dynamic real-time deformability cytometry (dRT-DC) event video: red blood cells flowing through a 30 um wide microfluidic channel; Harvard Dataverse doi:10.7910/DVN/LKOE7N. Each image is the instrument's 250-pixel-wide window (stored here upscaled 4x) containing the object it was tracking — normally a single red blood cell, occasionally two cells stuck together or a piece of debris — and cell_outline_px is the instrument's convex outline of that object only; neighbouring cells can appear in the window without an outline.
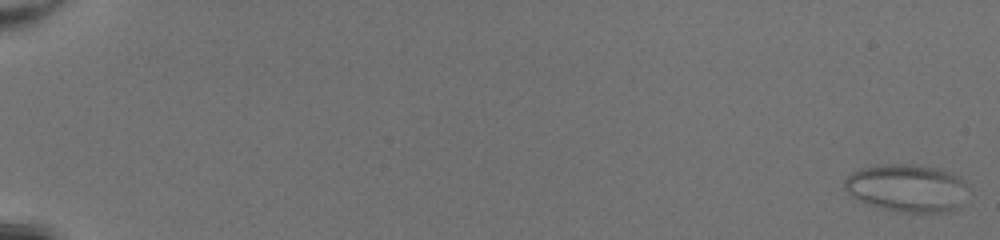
{"species": "common noctule bat (a hibernating species)", "species_latin": "Nyctalus noctula", "temperature_condition": "room temperature", "stored_images_in_passage": 51, "camera_frame_rate_fps": 3000, "um_per_image_px": 0.085, "animal": {"sex": "female", "body_mass_g": 20.0, "forearm_length_mm": 54.0}, "frame": {"image": 1, "passage_image": 1, "time_ms": 0.0, "image_size_px": [1000, 240], "cell_outline_px": [[968, 184], [960, 208], [948, 212], [900, 212], [880, 208], [868, 204], [852, 196], [844, 188], [844, 180], [852, 172], [860, 168], [884, 164], [916, 164], [936, 168], [952, 172], [960, 176]], "centroid_in_image_um": [77.12, 15.98], "position_along_channel_um": 7.9, "area_um2": 34.68}}
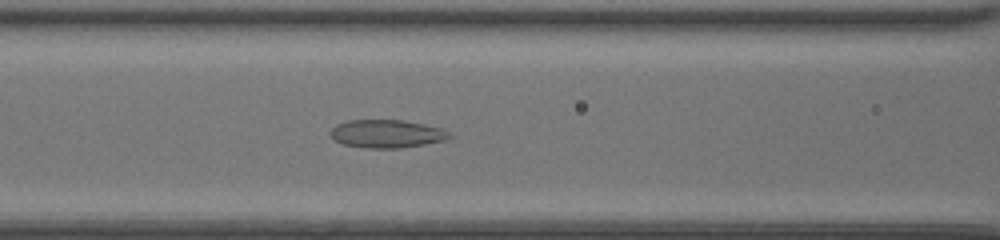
{"frame": {"image": 2, "passage_image": 25, "time_ms": 8.0, "image_size_px": [1000, 240], "cell_outline_px": [[452, 136], [444, 140], [424, 144], [400, 148], [368, 148], [344, 144], [336, 140], [328, 132], [336, 124], [348, 120], [404, 120], [444, 128], [452, 132]], "centroid_in_image_um": [32.91, 11.36], "position_along_channel_um": 133.7, "area_um2": 19.54}}
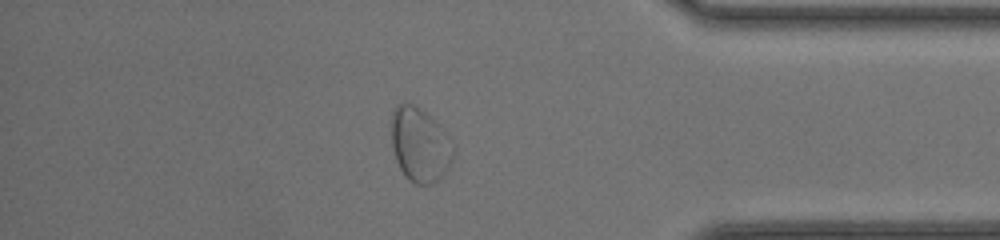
{"frame": {"image": 3, "passage_image": 45, "time_ms": 14.667, "image_size_px": [1000, 240], "cell_outline_px": [[456, 152], [448, 168], [432, 184], [416, 184], [404, 176], [396, 160], [392, 148], [392, 108], [396, 104], [412, 104], [420, 108], [440, 124], [452, 136], [456, 148]], "centroid_in_image_um": [35.74, 12.28], "position_along_channel_um": 399.5, "area_um2": 27.28}}